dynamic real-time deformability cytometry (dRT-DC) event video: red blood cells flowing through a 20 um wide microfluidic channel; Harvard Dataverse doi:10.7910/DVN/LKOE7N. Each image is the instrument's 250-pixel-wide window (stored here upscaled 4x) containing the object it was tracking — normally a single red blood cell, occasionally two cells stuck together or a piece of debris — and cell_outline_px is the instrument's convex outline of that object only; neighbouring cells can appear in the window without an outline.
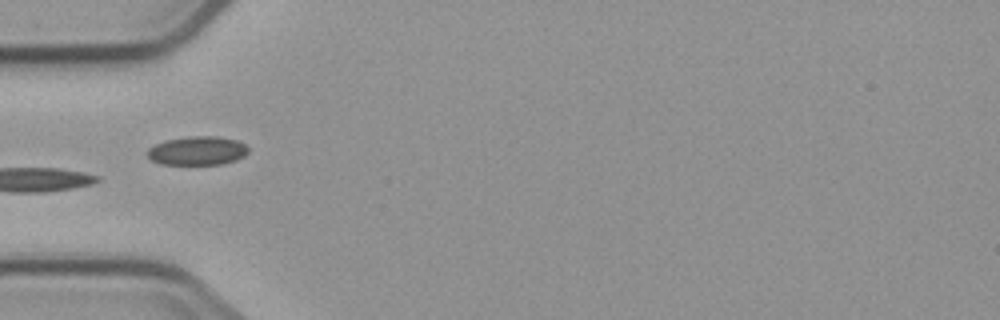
{"species": "common noctule bat (a hibernating species)", "species_latin": "Nyctalus noctula", "temperature_condition": "cold", "stored_images_in_passage": 9, "camera_frame_rate_fps": 3000, "um_per_image_px": 0.085, "animal": {"sex": "male", "body_mass_g": 23.1, "forearm_length_mm": 52.7}, "frame": {"image": 1, "passage_image": 4, "time_ms": 4.333, "image_size_px": [1000, 320], "cell_outline_px": [[248, 152], [244, 156], [236, 160], [224, 164], [160, 164], [152, 160], [148, 156], [148, 148], [164, 140], [188, 136], [216, 136], [236, 140], [244, 144], [248, 148]], "centroid_in_image_um": [16.78, 12.81], "position_along_channel_um": 68.2, "area_um2": 16.94}}
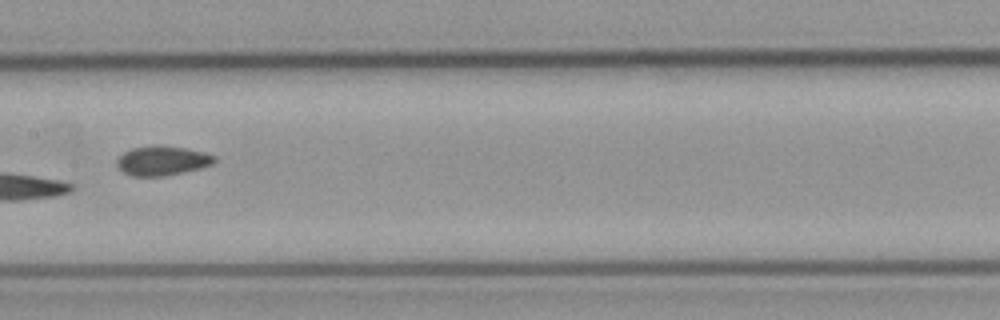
{"frame": {"image": 2, "passage_image": 7, "time_ms": 7.667, "image_size_px": [1000, 320], "cell_outline_px": [[216, 160], [212, 164], [200, 168], [164, 176], [132, 176], [124, 172], [116, 164], [116, 160], [124, 152], [132, 148], [152, 144], [160, 144], [184, 148], [204, 152], [216, 156]], "centroid_in_image_um": [13.78, 13.64], "position_along_channel_um": 193.6, "area_um2": 16.82}}
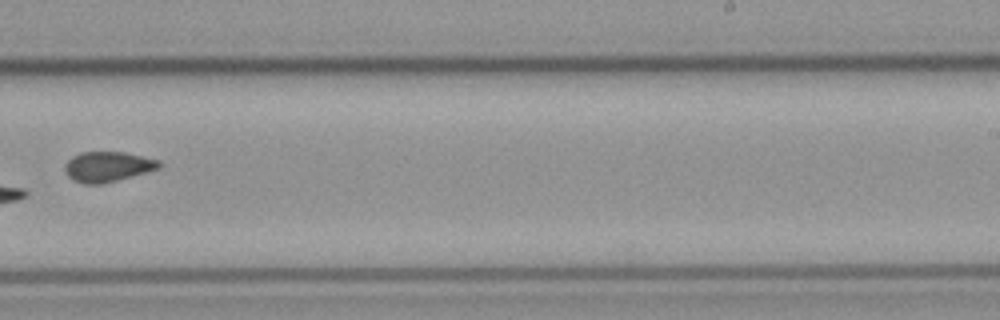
{"frame": {"image": 3, "passage_image": 9, "time_ms": 10.0, "image_size_px": [1000, 320], "cell_outline_px": [[160, 168], [116, 180], [100, 184], [84, 184], [72, 180], [64, 172], [64, 164], [72, 156], [80, 152], [124, 152], [160, 160]], "centroid_in_image_um": [9.1, 14.16], "position_along_channel_um": 279.9, "area_um2": 16.53}}